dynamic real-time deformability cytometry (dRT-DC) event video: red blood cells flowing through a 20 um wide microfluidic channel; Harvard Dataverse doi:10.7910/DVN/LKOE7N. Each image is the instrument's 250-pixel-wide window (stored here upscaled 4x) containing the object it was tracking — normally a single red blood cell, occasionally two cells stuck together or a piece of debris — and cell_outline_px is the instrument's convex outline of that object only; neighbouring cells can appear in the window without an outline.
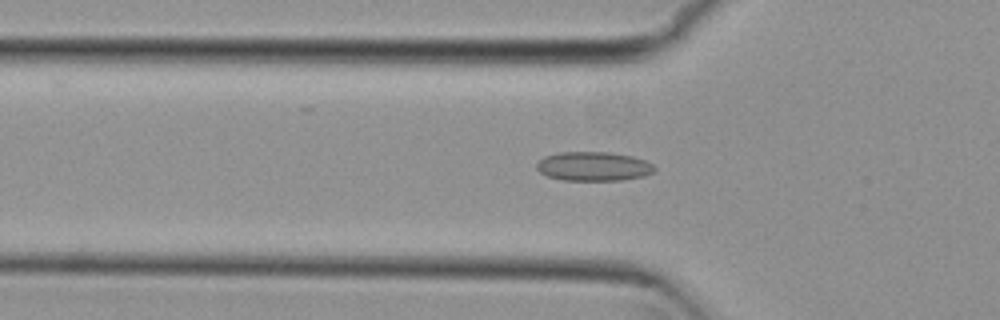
{"species": "common noctule bat (a hibernating species)", "species_latin": "Nyctalus noctula", "temperature_condition": "cold", "stored_images_in_passage": 41, "camera_frame_rate_fps": 3000, "um_per_image_px": 0.085, "animal": {"sex": "female", "body_mass_g": 29.2, "forearm_length_mm": 56.3}, "frame": {"image": 1, "passage_image": 18, "time_ms": 5.667, "image_size_px": [1000, 320], "cell_outline_px": [[656, 168], [652, 172], [644, 176], [620, 180], [564, 180], [548, 176], [540, 172], [536, 168], [536, 164], [544, 156], [560, 152], [608, 152], [632, 156], [644, 160], [652, 164]], "centroid_in_image_um": [50.43, 14.13], "position_along_channel_um": 75.4, "area_um2": 19.88}}
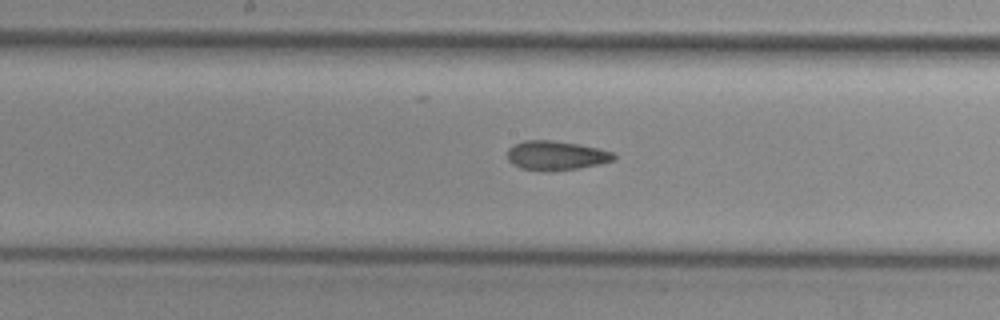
{"frame": {"image": 2, "passage_image": 28, "time_ms": 9.0, "image_size_px": [1000, 320], "cell_outline_px": [[616, 160], [600, 164], [580, 168], [548, 172], [520, 168], [512, 164], [508, 160], [508, 148], [524, 140], [552, 140], [576, 144], [596, 148], [612, 152], [616, 156]], "centroid_in_image_um": [47.26, 13.23], "position_along_channel_um": 200.9, "area_um2": 18.21}}
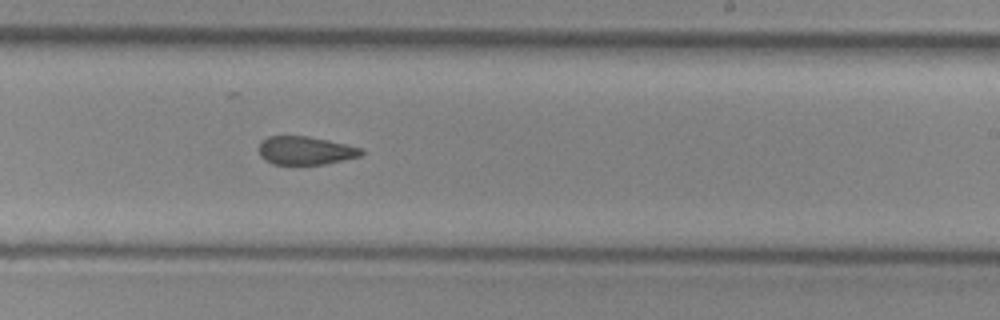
{"frame": {"image": 3, "passage_image": 33, "time_ms": 10.667, "image_size_px": [1000, 320], "cell_outline_px": [[364, 152], [360, 156], [324, 164], [272, 164], [264, 160], [260, 156], [260, 140], [268, 136], [308, 136], [328, 140], [360, 148]], "centroid_in_image_um": [25.91, 12.79], "position_along_channel_um": 263.1, "area_um2": 16.76}}